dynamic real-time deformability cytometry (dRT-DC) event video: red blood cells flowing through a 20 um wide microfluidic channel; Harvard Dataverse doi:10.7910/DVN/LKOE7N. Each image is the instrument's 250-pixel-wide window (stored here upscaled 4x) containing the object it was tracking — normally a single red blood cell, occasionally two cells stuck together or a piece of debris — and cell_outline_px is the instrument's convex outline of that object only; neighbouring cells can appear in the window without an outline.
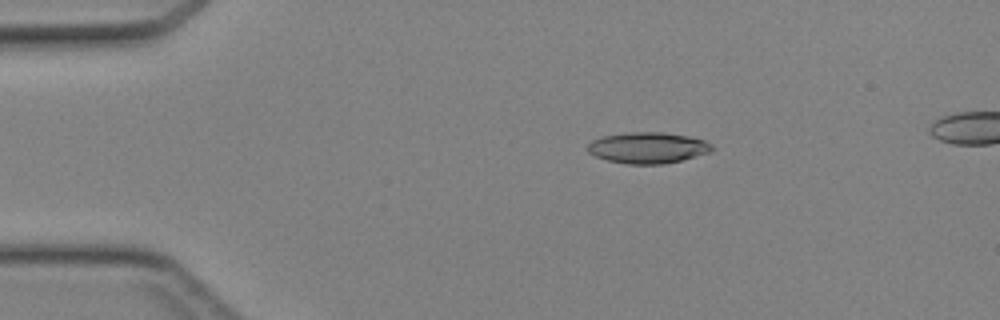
{"species": "Egyptian fruit bat (a non-hibernating species)", "species_latin": "Rousettus aegyptiacus", "temperature_condition": "cold", "stored_images_in_passage": 45, "camera_frame_rate_fps": 3000, "um_per_image_px": 0.085, "animal": {"sex": "female"}, "frame": {"image": 1, "passage_image": 9, "time_ms": 2.667, "image_size_px": [1000, 320], "cell_outline_px": [[716, 148], [712, 152], [664, 164], [628, 164], [608, 160], [596, 156], [588, 152], [588, 144], [592, 140], [600, 136], [632, 132], [664, 132], [688, 136], [704, 140], [712, 144]], "centroid_in_image_um": [55.09, 12.55], "position_along_channel_um": 29.9, "area_um2": 22.6}}
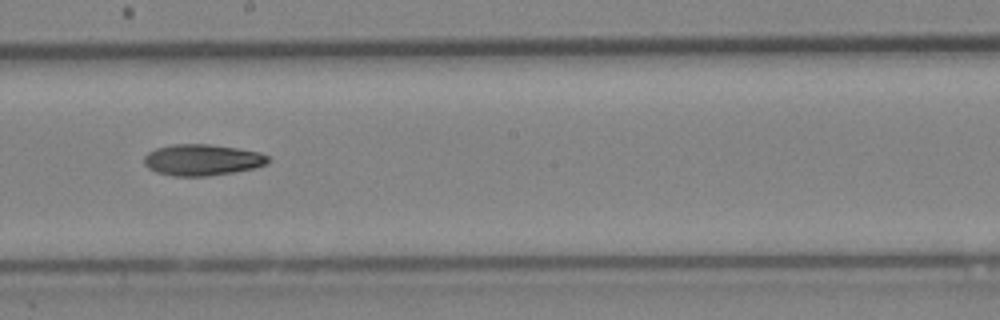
{"frame": {"image": 2, "passage_image": 26, "time_ms": 8.333, "image_size_px": [1000, 320], "cell_outline_px": [[272, 160], [268, 164], [256, 168], [208, 176], [172, 176], [156, 172], [148, 168], [144, 164], [144, 156], [148, 152], [156, 148], [172, 144], [208, 144], [236, 148], [260, 152], [268, 156]], "centroid_in_image_um": [17.2, 13.59], "position_along_channel_um": 231.0, "area_um2": 22.77}}
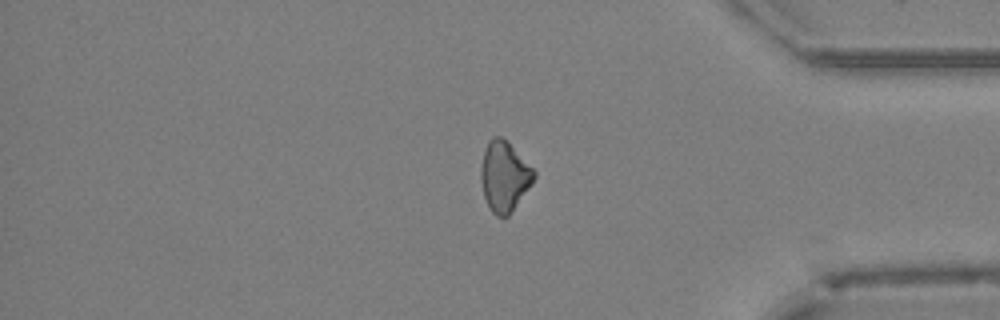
{"frame": {"image": 3, "passage_image": 38, "time_ms": 12.333, "image_size_px": [1000, 320], "cell_outline_px": [[536, 176], [532, 184], [508, 216], [496, 216], [492, 212], [484, 196], [480, 180], [480, 168], [484, 152], [488, 140], [492, 136], [500, 136], [508, 140], [536, 172]], "centroid_in_image_um": [42.87, 14.95], "position_along_channel_um": 392.3, "area_um2": 21.79}}